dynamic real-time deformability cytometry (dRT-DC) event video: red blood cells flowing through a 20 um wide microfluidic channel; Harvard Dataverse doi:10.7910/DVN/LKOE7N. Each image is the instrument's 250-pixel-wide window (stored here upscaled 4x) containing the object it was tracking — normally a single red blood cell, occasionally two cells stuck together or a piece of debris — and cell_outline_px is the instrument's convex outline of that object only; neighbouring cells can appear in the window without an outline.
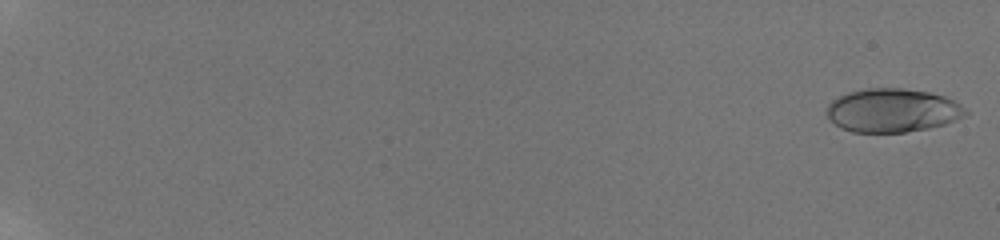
{"species": "human", "species_latin": "Homo sapiens", "temperature_condition": "room temperature", "stored_images_in_passage": 42, "camera_frame_rate_fps": 3000, "um_per_image_px": 0.085, "donor": {"sex": "male"}, "frame": {"image": 1, "passage_image": 1, "time_ms": 0.0, "image_size_px": [1000, 240], "cell_outline_px": [[972, 112], [968, 116], [944, 124], [928, 128], [904, 132], [852, 132], [840, 128], [828, 116], [824, 108], [832, 100], [848, 92], [864, 88], [904, 88], [928, 92], [944, 96], [968, 108]], "centroid_in_image_um": [75.89, 9.38], "position_along_channel_um": 9.1, "area_um2": 35.6}}
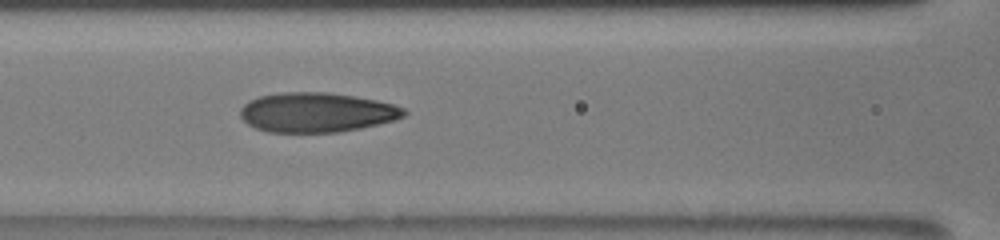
{"frame": {"image": 2, "passage_image": 26, "time_ms": 9.667, "image_size_px": [1000, 240], "cell_outline_px": [[408, 112], [404, 116], [396, 120], [360, 128], [340, 132], [268, 132], [256, 128], [248, 124], [240, 116], [240, 108], [244, 104], [260, 96], [280, 92], [324, 92], [352, 96], [376, 100], [392, 104], [404, 108]], "centroid_in_image_um": [26.92, 9.56], "position_along_channel_um": 139.7, "area_um2": 37.69}}
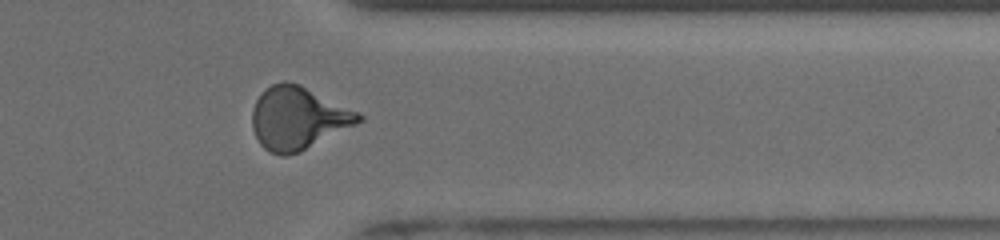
{"frame": {"image": 3, "passage_image": 39, "time_ms": 16.0, "image_size_px": [1000, 240], "cell_outline_px": [[364, 120], [300, 152], [284, 156], [268, 152], [260, 144], [252, 128], [252, 112], [256, 100], [264, 88], [272, 84], [284, 80], [288, 80], [300, 84], [360, 112], [364, 116]], "centroid_in_image_um": [25.33, 10.02], "position_along_channel_um": 386.1, "area_um2": 39.13}, "authors_computed_cell_mechanics": {"area_um2": 36.414, "velocity_mm_per_s": 3.921, "shape_relaxation_time_tau1_ms": 6.0761, "shape_relaxation_time_tau2_ms": 0.9437, "deformation_change_tau1": 0.2071, "deformation_change_tau2": 0.0771}}